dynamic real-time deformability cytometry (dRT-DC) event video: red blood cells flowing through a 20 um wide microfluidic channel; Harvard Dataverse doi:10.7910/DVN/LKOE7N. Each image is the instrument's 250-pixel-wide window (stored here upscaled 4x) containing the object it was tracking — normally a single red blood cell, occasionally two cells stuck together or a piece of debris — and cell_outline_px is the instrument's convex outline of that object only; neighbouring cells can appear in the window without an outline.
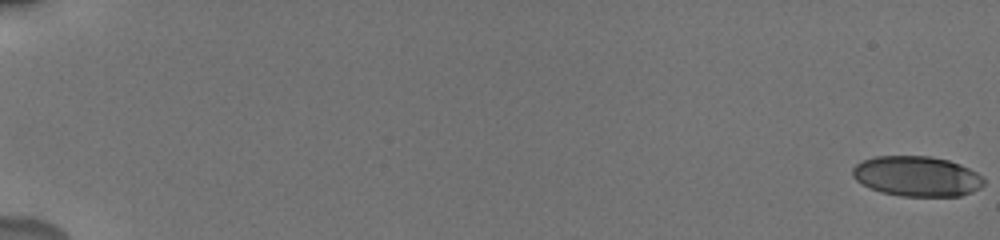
{"species": "human", "species_latin": "Homo sapiens", "temperature_condition": "cold", "stored_images_in_passage": 26, "camera_frame_rate_fps": 3000, "um_per_image_px": 0.085, "donor": {"sex": "male"}, "frame": {"image": 1, "passage_image": 1, "time_ms": 0.0, "image_size_px": [1000, 240], "cell_outline_px": [[984, 184], [980, 188], [972, 192], [960, 196], [900, 196], [880, 192], [856, 180], [852, 176], [852, 168], [856, 164], [864, 160], [876, 156], [928, 156], [948, 160], [960, 164], [976, 172], [984, 180]], "centroid_in_image_um": [77.93, 14.98], "position_along_channel_um": 7.1, "area_um2": 30.63}}
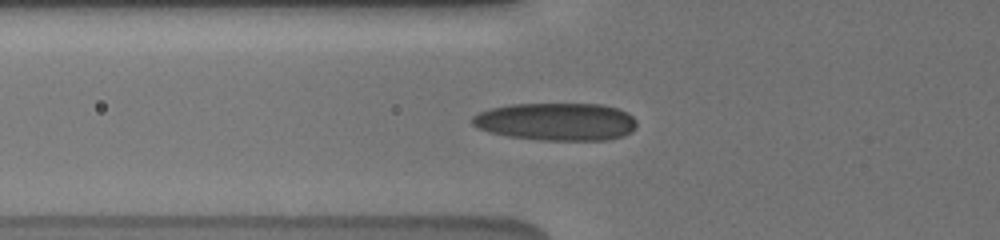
{"frame": {"image": 2, "passage_image": 22, "time_ms": 7.333, "image_size_px": [1000, 240], "cell_outline_px": [[636, 128], [632, 132], [624, 136], [604, 140], [544, 140], [508, 136], [488, 132], [476, 128], [472, 124], [472, 116], [476, 112], [488, 108], [508, 104], [600, 104], [616, 108], [628, 112], [636, 120]], "centroid_in_image_um": [47.25, 10.34], "position_along_channel_um": 78.5, "area_um2": 36.53}}
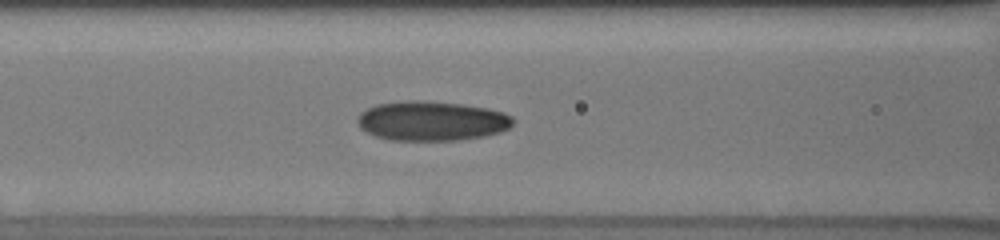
{"frame": {"image": 3, "passage_image": 26, "time_ms": 8.667, "image_size_px": [1000, 240], "cell_outline_px": [[512, 124], [508, 128], [500, 132], [484, 136], [456, 140], [388, 140], [376, 136], [360, 128], [356, 120], [360, 112], [376, 104], [412, 100], [416, 100], [460, 104], [488, 108], [504, 112], [512, 116]], "centroid_in_image_um": [36.67, 10.28], "position_along_channel_um": 129.9, "area_um2": 35.72}}